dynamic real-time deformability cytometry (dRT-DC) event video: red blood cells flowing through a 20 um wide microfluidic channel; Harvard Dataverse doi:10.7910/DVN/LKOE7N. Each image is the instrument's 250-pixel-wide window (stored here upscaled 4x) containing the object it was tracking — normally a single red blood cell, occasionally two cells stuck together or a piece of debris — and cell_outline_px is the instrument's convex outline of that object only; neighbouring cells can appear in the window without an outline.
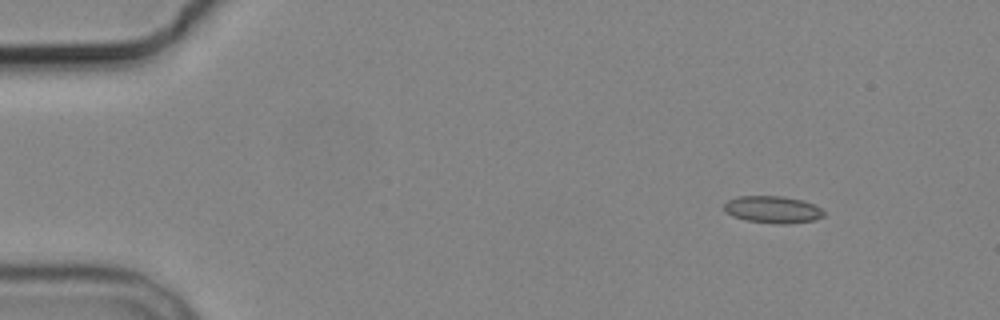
{"species": "common noctule bat (a hibernating species)", "species_latin": "Nyctalus noctula", "temperature_condition": "cold", "stored_images_in_passage": 6, "camera_frame_rate_fps": 3000, "um_per_image_px": 0.085, "animal": {"sex": "male", "body_mass_g": 19.2, "forearm_length_mm": 51.8}, "frame": {"image": 1, "passage_image": 1, "time_ms": 0.0, "image_size_px": [1000, 320], "cell_outline_px": [[824, 216], [816, 220], [784, 224], [776, 224], [748, 220], [732, 216], [724, 212], [724, 204], [728, 200], [736, 196], [784, 196], [804, 200], [820, 208], [824, 212]], "centroid_in_image_um": [65.67, 17.8], "position_along_channel_um": 19.3, "area_um2": 15.84}}
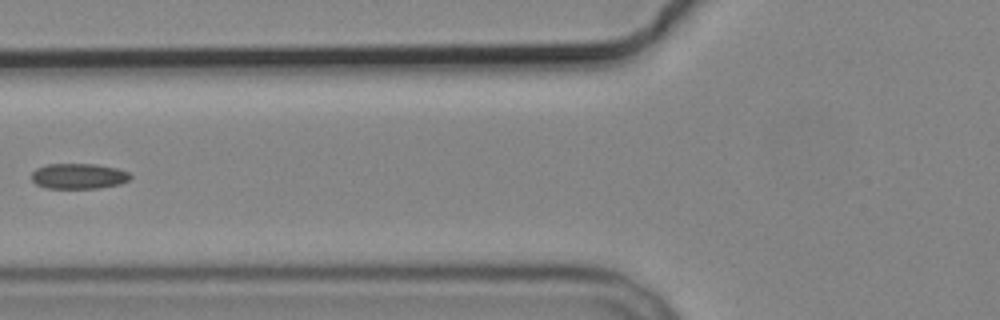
{"frame": {"image": 2, "passage_image": 5, "time_ms": 5.333, "image_size_px": [1000, 320], "cell_outline_px": [[132, 176], [128, 180], [120, 184], [96, 188], [44, 188], [36, 184], [32, 180], [32, 172], [36, 168], [48, 164], [96, 164], [116, 168], [128, 172]], "centroid_in_image_um": [6.66, 14.97], "position_along_channel_um": 119.1, "area_um2": 14.62}}
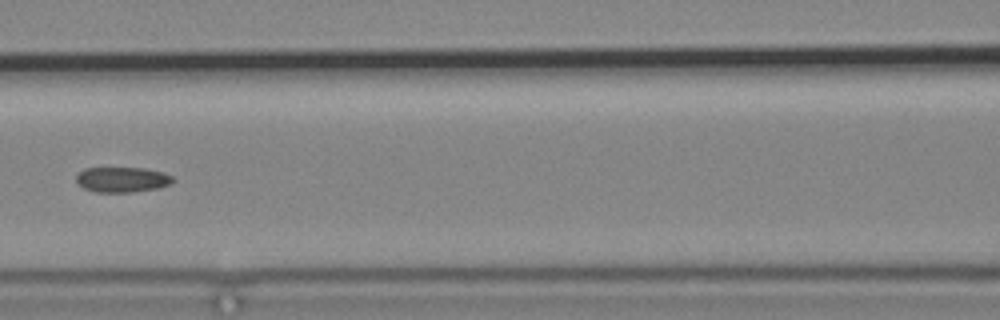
{"frame": {"image": 3, "passage_image": 6, "time_ms": 6.333, "image_size_px": [1000, 320], "cell_outline_px": [[176, 180], [172, 184], [160, 188], [132, 192], [96, 192], [84, 188], [76, 180], [76, 176], [84, 168], [144, 168], [164, 172], [172, 176]], "centroid_in_image_um": [10.45, 15.26], "position_along_channel_um": 156.1, "area_um2": 14.33}}